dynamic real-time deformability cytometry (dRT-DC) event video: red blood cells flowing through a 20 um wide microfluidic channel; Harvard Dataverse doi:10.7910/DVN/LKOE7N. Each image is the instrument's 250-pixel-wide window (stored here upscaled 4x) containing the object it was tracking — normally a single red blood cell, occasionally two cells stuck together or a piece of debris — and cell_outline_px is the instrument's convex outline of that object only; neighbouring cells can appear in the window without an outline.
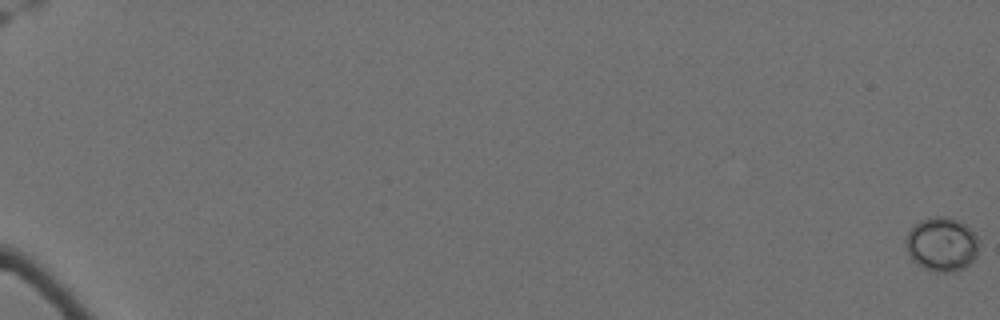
{"species": "Egyptian fruit bat (a non-hibernating species)", "species_latin": "Rousettus aegyptiacus", "temperature_condition": "cold", "stored_images_in_passage": 63, "camera_frame_rate_fps": 3000, "um_per_image_px": 0.085, "animal": {"sex": "female"}, "frame": {"image": 1, "passage_image": 1, "time_ms": 0.0, "image_size_px": [1000, 320], "cell_outline_px": [[976, 256], [964, 268], [956, 272], [936, 272], [924, 268], [916, 264], [912, 260], [908, 252], [904, 240], [908, 228], [912, 224], [928, 216], [948, 216], [960, 220], [976, 236]], "centroid_in_image_um": [79.97, 20.74], "position_along_channel_um": 5.0, "area_um2": 23.29}}
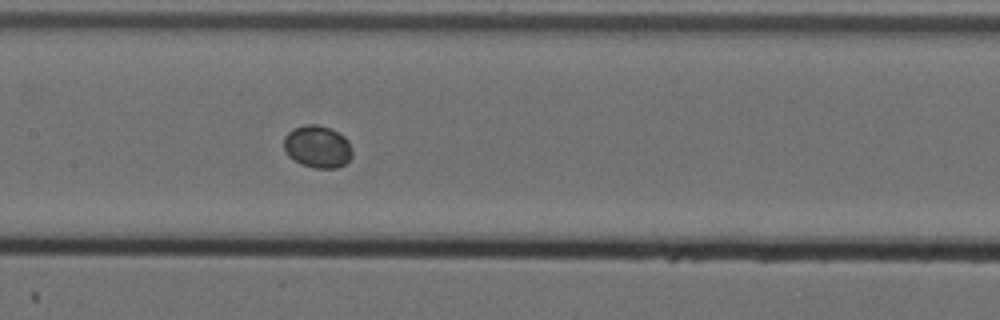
{"frame": {"image": 2, "passage_image": 36, "time_ms": 11.667, "image_size_px": [1000, 320], "cell_outline_px": [[352, 156], [344, 164], [336, 168], [316, 168], [300, 164], [288, 156], [284, 148], [284, 136], [292, 128], [304, 124], [316, 124], [328, 128], [344, 136], [348, 140], [352, 148]], "centroid_in_image_um": [26.97, 12.46], "position_along_channel_um": 180.4, "area_um2": 16.94}}
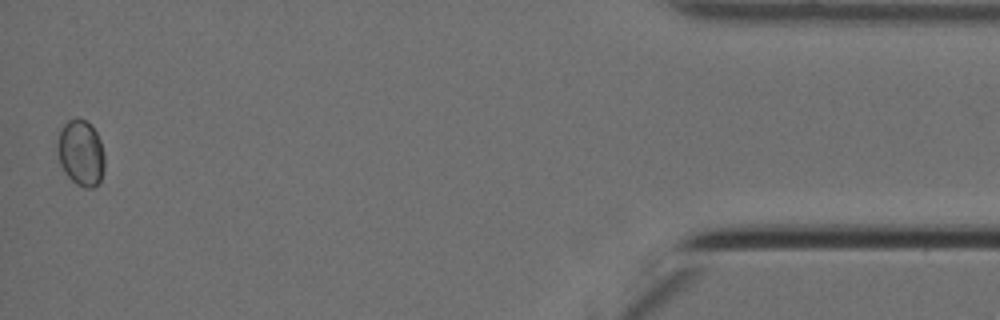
{"frame": {"image": 3, "passage_image": 63, "time_ms": 20.667, "image_size_px": [1000, 320], "cell_outline_px": [[104, 168], [100, 184], [92, 188], [84, 188], [76, 184], [64, 172], [60, 164], [56, 152], [56, 144], [60, 128], [68, 120], [76, 116], [84, 120], [96, 132], [100, 140], [104, 156]], "centroid_in_image_um": [6.85, 13.01], "position_along_channel_um": 428.4, "area_um2": 18.44}}